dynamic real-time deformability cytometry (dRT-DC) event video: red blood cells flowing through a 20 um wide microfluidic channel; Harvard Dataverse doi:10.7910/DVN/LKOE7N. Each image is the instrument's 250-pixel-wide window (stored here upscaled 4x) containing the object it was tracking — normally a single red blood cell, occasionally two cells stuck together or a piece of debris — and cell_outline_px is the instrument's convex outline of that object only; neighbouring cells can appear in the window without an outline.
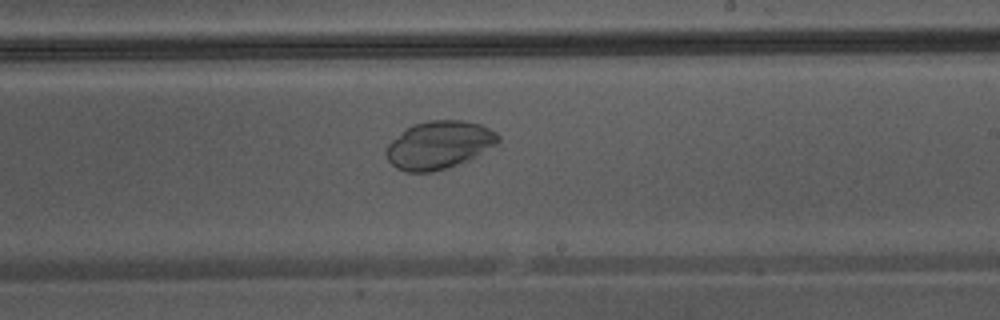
{"species": "Egyptian fruit bat (a non-hibernating species)", "species_latin": "Rousettus aegyptiacus", "temperature_condition": "warm", "stored_images_in_passage": 33, "camera_frame_rate_fps": 3000, "um_per_image_px": 0.085, "animal": {"sex": "male"}, "frame": {"image": 1, "passage_image": 15, "time_ms": 4.667, "image_size_px": [1000, 320], "cell_outline_px": [[500, 140], [496, 144], [468, 160], [448, 168], [432, 172], [404, 172], [396, 168], [388, 160], [384, 152], [388, 144], [392, 140], [412, 124], [428, 120], [460, 120], [480, 124], [496, 132], [500, 136]], "centroid_in_image_um": [37.29, 12.33], "position_along_channel_um": 251.7, "area_um2": 31.21}}